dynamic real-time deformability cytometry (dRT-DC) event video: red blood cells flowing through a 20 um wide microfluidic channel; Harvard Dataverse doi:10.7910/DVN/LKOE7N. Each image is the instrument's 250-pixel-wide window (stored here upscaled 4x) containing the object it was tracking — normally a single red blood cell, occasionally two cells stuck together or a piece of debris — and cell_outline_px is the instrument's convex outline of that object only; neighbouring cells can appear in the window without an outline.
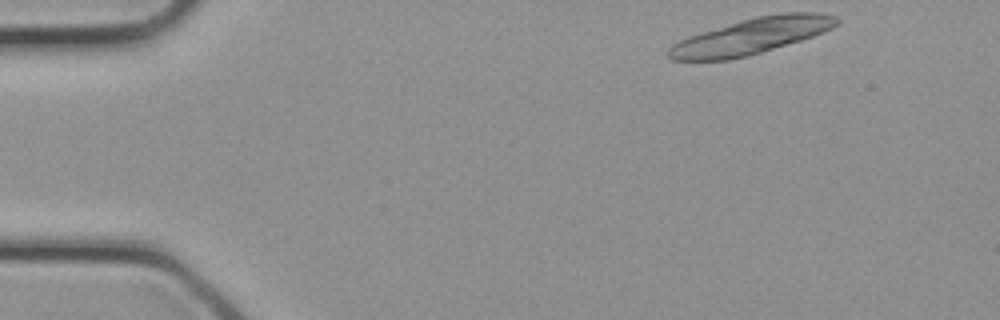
{"species": "common noctule bat (a hibernating species)", "species_latin": "Nyctalus noctula", "temperature_condition": "cold", "stored_images_in_passage": 14, "segment_of_instrument_passage": [1, 2], "camera_frame_rate_fps": 3000, "um_per_image_px": 0.085, "animal": {"sex": "female", "body_mass_g": 21.9}, "frame": {"image": 1, "passage_image": 1, "time_ms": 0.0, "image_size_px": [1000, 320], "cell_outline_px": [[840, 24], [824, 32], [800, 40], [760, 52], [728, 60], [672, 60], [664, 52], [672, 44], [688, 36], [756, 16], [780, 12], [820, 12], [836, 16], [840, 20]], "centroid_in_image_um": [63.88, 3.06], "position_along_channel_um": 21.1, "area_um2": 35.03}}